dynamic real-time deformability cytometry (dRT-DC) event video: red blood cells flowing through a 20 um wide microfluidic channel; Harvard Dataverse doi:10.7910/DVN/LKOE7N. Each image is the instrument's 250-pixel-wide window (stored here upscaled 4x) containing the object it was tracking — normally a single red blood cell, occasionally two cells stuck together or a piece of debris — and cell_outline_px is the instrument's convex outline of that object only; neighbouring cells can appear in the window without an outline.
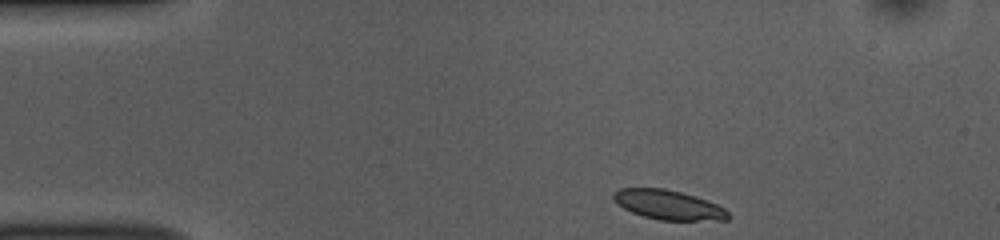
{"species": "common noctule bat (a hibernating species)", "species_latin": "Nyctalus noctula", "temperature_condition": "room temperature", "stored_images_in_passage": 32, "camera_frame_rate_fps": 3000, "um_per_image_px": 0.085, "animal": {"sex": "female", "body_mass_g": 10.0, "forearm_length_mm": 53.1}, "frame": {"image": 1, "passage_image": 1, "time_ms": 0.0, "image_size_px": [1000, 240], "cell_outline_px": [[732, 216], [728, 220], [660, 220], [644, 216], [632, 212], [616, 204], [612, 200], [612, 192], [620, 188], [664, 188], [696, 196], [716, 204], [724, 208]], "centroid_in_image_um": [56.79, 17.41], "position_along_channel_um": 28.2, "area_um2": 19.83}}
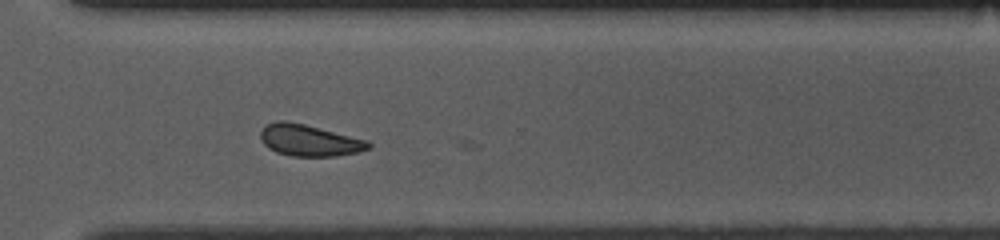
{"frame": {"image": 2, "passage_image": 31, "time_ms": 10.0, "image_size_px": [1000, 240], "cell_outline_px": [[372, 148], [356, 152], [336, 156], [292, 156], [276, 152], [268, 148], [264, 144], [260, 136], [260, 132], [268, 124], [280, 120], [284, 120], [304, 124], [368, 140], [372, 144]], "centroid_in_image_um": [26.31, 11.94], "position_along_channel_um": 344.3, "area_um2": 19.71}}